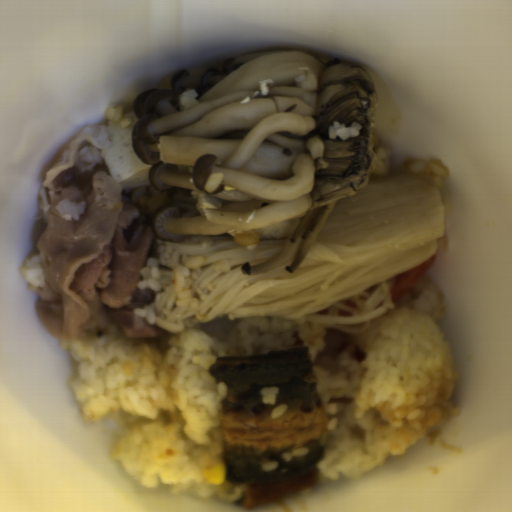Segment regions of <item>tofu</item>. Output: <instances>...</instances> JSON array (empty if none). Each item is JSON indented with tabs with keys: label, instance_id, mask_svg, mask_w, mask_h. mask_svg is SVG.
I'll return each mask as SVG.
<instances>
[{
	"label": "tofu",
	"instance_id": "1",
	"mask_svg": "<svg viewBox=\"0 0 512 512\" xmlns=\"http://www.w3.org/2000/svg\"><path fill=\"white\" fill-rule=\"evenodd\" d=\"M136 122L133 111L122 114L118 121L108 119L105 128L111 135V143L100 152L111 177L126 192H132L137 186L150 183L148 176L152 165L140 160L132 145V133Z\"/></svg>",
	"mask_w": 512,
	"mask_h": 512
}]
</instances>
